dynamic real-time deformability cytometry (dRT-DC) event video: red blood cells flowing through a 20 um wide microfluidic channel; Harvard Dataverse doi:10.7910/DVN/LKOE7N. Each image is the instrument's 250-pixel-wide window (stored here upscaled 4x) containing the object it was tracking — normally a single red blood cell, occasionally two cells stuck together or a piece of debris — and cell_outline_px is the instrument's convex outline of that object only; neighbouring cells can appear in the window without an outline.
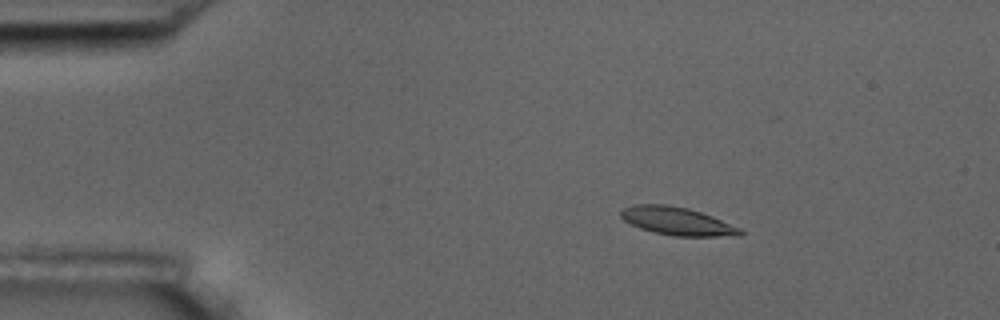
{"species": "common noctule bat (a hibernating species)", "species_latin": "Nyctalus noctula", "temperature_condition": "room temperature", "stored_images_in_passage": 3, "camera_frame_rate_fps": 3000, "um_per_image_px": 0.085, "animal": {"sex": "male", "body_mass_g": 17.5, "forearm_length_mm": 52.3}, "frame": {"image": 1, "passage_image": 1, "time_ms": 0.0, "image_size_px": [1000, 320], "cell_outline_px": [[744, 232], [740, 236], [676, 236], [656, 232], [640, 228], [624, 220], [620, 216], [620, 212], [624, 208], [632, 204], [664, 204], [688, 208], [712, 216], [740, 228]], "centroid_in_image_um": [57.56, 18.79], "position_along_channel_um": 27.4, "area_um2": 19.31}}